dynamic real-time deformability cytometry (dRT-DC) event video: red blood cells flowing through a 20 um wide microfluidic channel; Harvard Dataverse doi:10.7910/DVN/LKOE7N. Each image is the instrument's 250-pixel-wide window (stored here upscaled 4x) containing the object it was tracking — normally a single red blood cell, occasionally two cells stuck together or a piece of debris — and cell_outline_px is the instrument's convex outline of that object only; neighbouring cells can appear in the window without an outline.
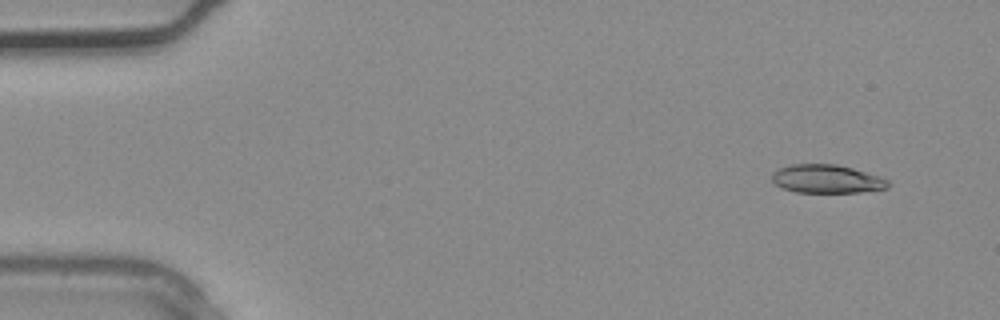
{"species": "common noctule bat (a hibernating species)", "species_latin": "Nyctalus noctula", "temperature_condition": "warm", "stored_images_in_passage": 3, "camera_frame_rate_fps": 3000, "um_per_image_px": 0.085, "animal": {"sex": "male", "body_mass_g": 20.4}, "frame": {"image": 1, "passage_image": 1, "time_ms": 0.0, "image_size_px": [1000, 320], "cell_outline_px": [[888, 188], [860, 192], [796, 192], [780, 188], [772, 180], [772, 172], [780, 168], [792, 164], [836, 164], [852, 168], [880, 176], [888, 180]], "centroid_in_image_um": [70.25, 15.21], "position_along_channel_um": 14.7, "area_um2": 19.19}}
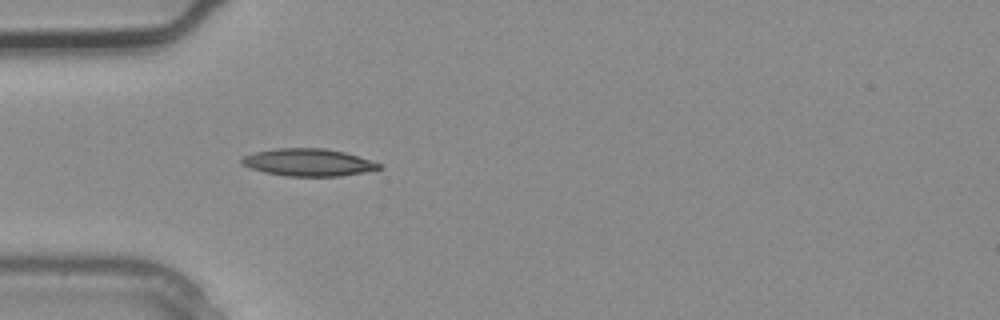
{"frame": {"image": 2, "passage_image": 3, "time_ms": 0.667, "image_size_px": [1000, 320], "cell_outline_px": [[384, 168], [364, 172], [340, 176], [288, 176], [264, 172], [248, 168], [240, 164], [240, 160], [244, 156], [256, 152], [276, 148], [324, 148], [344, 152], [372, 160], [380, 164]], "centroid_in_image_um": [26.19, 13.8], "position_along_channel_um": 58.8, "area_um2": 21.96}}